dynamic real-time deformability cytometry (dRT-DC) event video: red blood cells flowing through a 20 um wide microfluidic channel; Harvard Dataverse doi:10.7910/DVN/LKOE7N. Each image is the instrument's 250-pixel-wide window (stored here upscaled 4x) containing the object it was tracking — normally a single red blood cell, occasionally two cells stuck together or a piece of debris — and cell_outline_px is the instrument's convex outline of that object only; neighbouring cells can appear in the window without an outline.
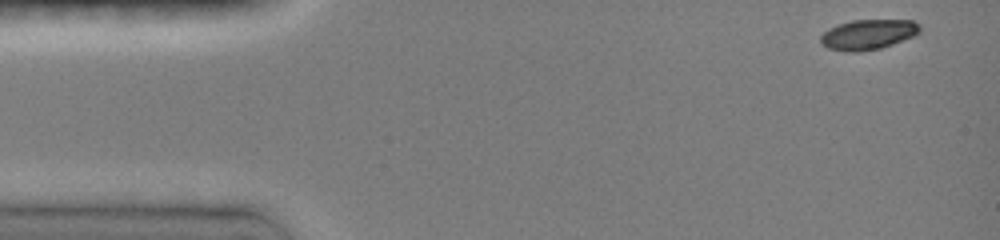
{"species": "common noctule bat (a hibernating species)", "species_latin": "Nyctalus noctula", "temperature_condition": "room temperature", "stored_images_in_passage": 4, "camera_frame_rate_fps": 3000, "um_per_image_px": 0.085, "animal": {"sex": "female", "body_mass_g": 19.0, "forearm_length_mm": 51.5}, "frame": {"image": 1, "passage_image": 1, "time_ms": 0.0, "image_size_px": [1000, 240], "cell_outline_px": [[920, 32], [912, 36], [892, 44], [880, 48], [856, 52], [844, 52], [828, 48], [820, 40], [820, 36], [828, 28], [836, 24], [852, 20], [912, 20], [920, 24]], "centroid_in_image_um": [73.76, 2.92], "position_along_channel_um": 11.2, "area_um2": 17.4}}
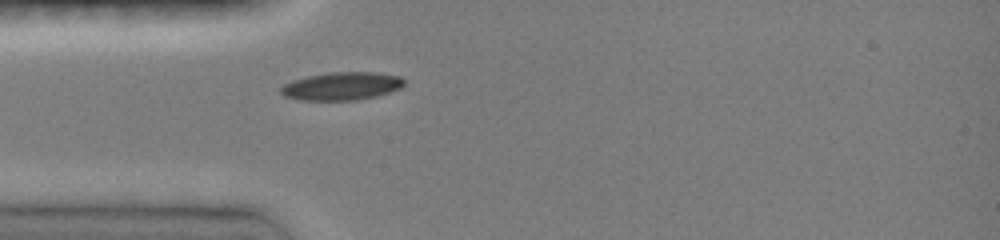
{"frame": {"image": 2, "passage_image": 4, "time_ms": 3.667, "image_size_px": [1000, 240], "cell_outline_px": [[404, 84], [400, 88], [376, 96], [356, 100], [300, 100], [284, 96], [280, 92], [280, 88], [284, 84], [292, 80], [308, 76], [328, 72], [376, 72], [400, 76], [404, 80]], "centroid_in_image_um": [29.03, 7.31], "position_along_channel_um": 56.0, "area_um2": 20.11}}